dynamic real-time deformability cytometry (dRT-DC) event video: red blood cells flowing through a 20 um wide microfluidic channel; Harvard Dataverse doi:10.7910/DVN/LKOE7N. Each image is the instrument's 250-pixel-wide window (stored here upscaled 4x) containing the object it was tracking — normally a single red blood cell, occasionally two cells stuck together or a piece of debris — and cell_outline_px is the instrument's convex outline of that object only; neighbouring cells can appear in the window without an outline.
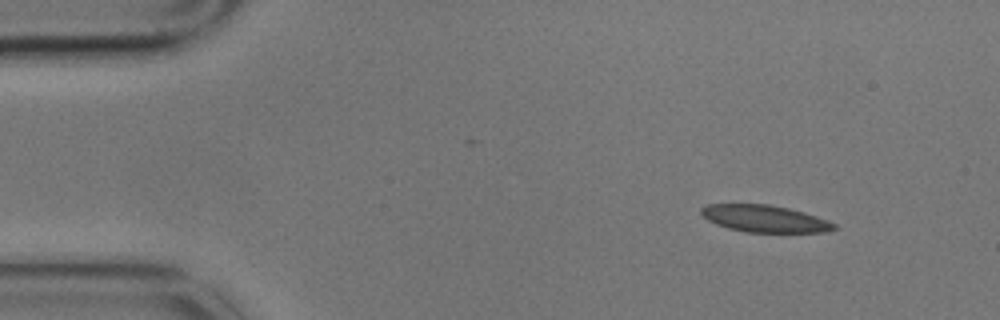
{"species": "common noctule bat (a hibernating species)", "species_latin": "Nyctalus noctula", "temperature_condition": "cold", "stored_images_in_passage": 3, "camera_frame_rate_fps": 3000, "um_per_image_px": 0.085, "animal": {"sex": "male", "body_mass_g": 17.9}, "frame": {"image": 1, "passage_image": 1, "time_ms": 0.0, "image_size_px": [1000, 320], "cell_outline_px": [[840, 228], [828, 232], [748, 232], [728, 228], [716, 224], [708, 220], [700, 212], [700, 208], [708, 204], [768, 204], [788, 208], [804, 212], [828, 220], [836, 224]], "centroid_in_image_um": [65.04, 18.59], "position_along_channel_um": 20.0, "area_um2": 20.98}}